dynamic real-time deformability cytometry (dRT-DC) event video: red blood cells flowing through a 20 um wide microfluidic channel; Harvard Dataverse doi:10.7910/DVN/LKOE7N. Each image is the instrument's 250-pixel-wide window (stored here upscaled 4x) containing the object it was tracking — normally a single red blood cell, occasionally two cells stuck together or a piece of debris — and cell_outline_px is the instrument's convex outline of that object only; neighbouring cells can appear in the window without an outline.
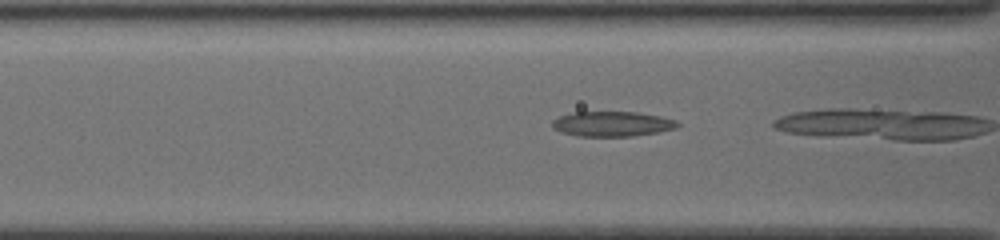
{"species": "common noctule bat (a hibernating species)", "species_latin": "Nyctalus noctula", "temperature_condition": "cold", "stored_images_in_passage": 11, "camera_frame_rate_fps": 3000, "um_per_image_px": 0.085, "animal": {"sex": "female", "body_mass_g": 19.5, "forearm_length_mm": 54.1}, "frame": {"image": 1, "passage_image": 10, "time_ms": 3.0, "image_size_px": [1000, 240], "cell_outline_px": [[680, 124], [676, 128], [660, 132], [632, 136], [580, 136], [560, 132], [552, 128], [552, 120], [560, 116], [572, 112], [636, 112], [660, 116], [676, 120]], "centroid_in_image_um": [52.03, 10.53], "position_along_channel_um": 114.6, "area_um2": 18.32}}